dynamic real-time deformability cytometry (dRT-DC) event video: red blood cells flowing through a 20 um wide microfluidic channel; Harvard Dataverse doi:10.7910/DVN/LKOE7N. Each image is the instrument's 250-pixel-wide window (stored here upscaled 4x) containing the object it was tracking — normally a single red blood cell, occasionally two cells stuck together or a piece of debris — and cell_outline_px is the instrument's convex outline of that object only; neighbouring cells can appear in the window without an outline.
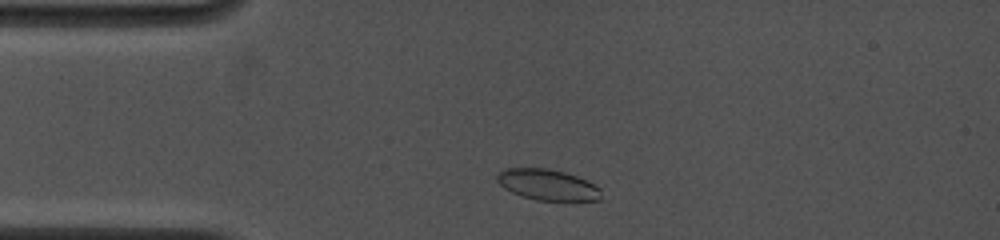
{"species": "common noctule bat (a hibernating species)", "species_latin": "Nyctalus noctula", "temperature_condition": "cold", "stored_images_in_passage": 11, "camera_frame_rate_fps": 4500, "um_per_image_px": 0.085, "animal": {"sex": "female", "body_mass_g": 19.0, "forearm_length_mm": 53.3}, "frame": {"image": 1, "passage_image": 2, "time_ms": 0.889, "image_size_px": [1000, 240], "cell_outline_px": [[600, 200], [536, 200], [512, 192], [504, 188], [496, 180], [496, 176], [504, 168], [548, 168], [564, 172], [576, 176], [600, 188]], "centroid_in_image_um": [46.5, 15.69], "position_along_channel_um": 38.5, "area_um2": 18.44}}
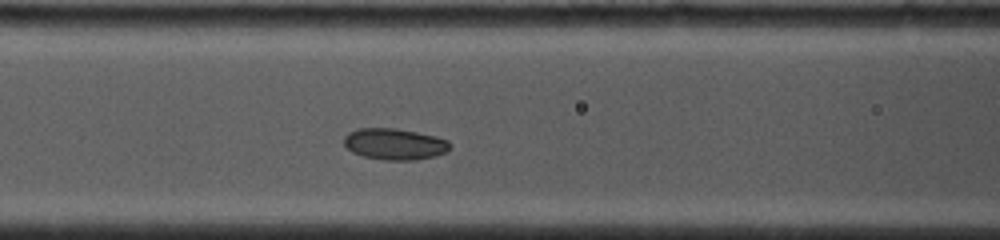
{"frame": {"image": 2, "passage_image": 7, "time_ms": 4.0, "image_size_px": [1000, 240], "cell_outline_px": [[448, 152], [436, 156], [416, 160], [384, 160], [364, 156], [352, 152], [344, 144], [344, 136], [348, 132], [356, 128], [396, 128], [436, 136], [448, 140]], "centroid_in_image_um": [33.53, 12.24], "position_along_channel_um": 133.1, "area_um2": 19.42}}
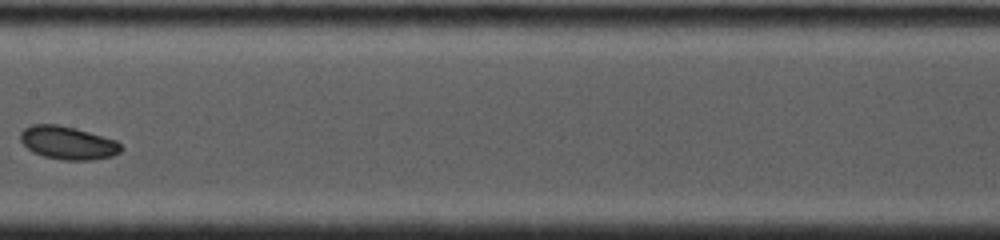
{"frame": {"image": 3, "passage_image": 10, "time_ms": 5.778, "image_size_px": [1000, 240], "cell_outline_px": [[124, 148], [120, 152], [112, 156], [92, 160], [60, 160], [44, 156], [32, 152], [20, 140], [20, 132], [24, 128], [32, 124], [60, 124], [116, 140]], "centroid_in_image_um": [5.76, 12.14], "position_along_channel_um": 201.6, "area_um2": 19.48}}